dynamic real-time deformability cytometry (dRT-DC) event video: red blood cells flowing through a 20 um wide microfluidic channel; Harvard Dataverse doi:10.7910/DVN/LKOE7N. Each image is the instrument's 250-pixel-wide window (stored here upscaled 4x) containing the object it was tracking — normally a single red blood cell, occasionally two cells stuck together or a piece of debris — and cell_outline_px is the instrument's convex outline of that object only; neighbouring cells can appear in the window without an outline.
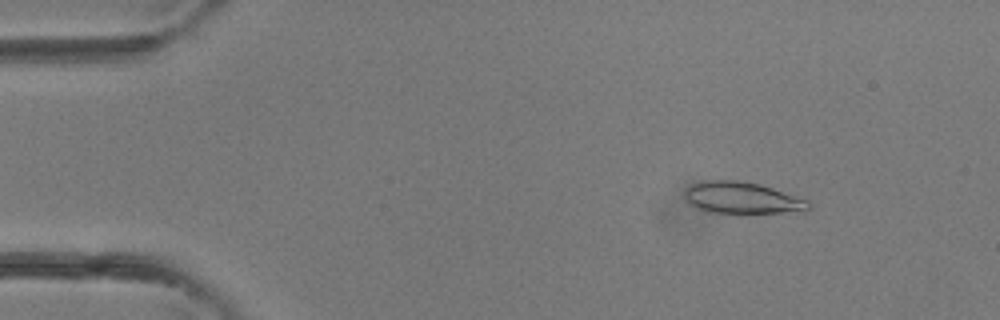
{"species": "common noctule bat (a hibernating species)", "species_latin": "Nyctalus noctula", "temperature_condition": "room temperature", "stored_images_in_passage": 39, "camera_frame_rate_fps": 3000, "um_per_image_px": 0.085, "animal": {"sex": "female"}, "frame": {"image": 1, "passage_image": 5, "time_ms": 1.333, "image_size_px": [1000, 320], "cell_outline_px": [[812, 208], [808, 212], [704, 212], [688, 204], [684, 196], [684, 192], [692, 184], [704, 180], [736, 180], [760, 184], [808, 200], [812, 204]], "centroid_in_image_um": [63.09, 16.82], "position_along_channel_um": 21.9, "area_um2": 22.95}}
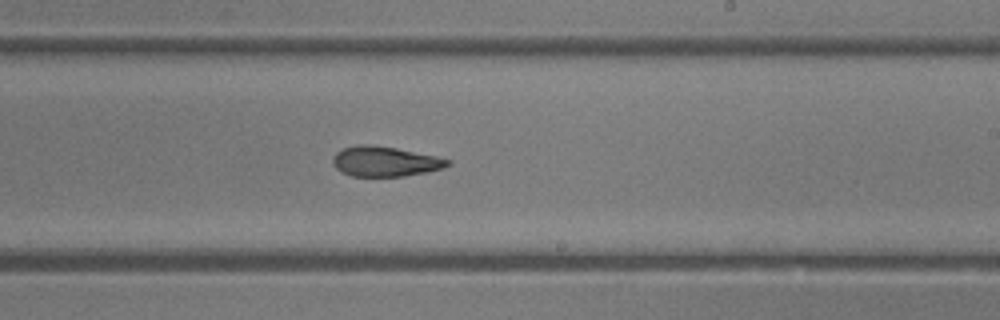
{"frame": {"image": 2, "passage_image": 23, "time_ms": 7.333, "image_size_px": [1000, 320], "cell_outline_px": [[452, 164], [444, 168], [428, 172], [404, 176], [352, 176], [340, 172], [332, 164], [332, 156], [340, 148], [356, 144], [368, 144], [396, 148], [436, 156], [452, 160]], "centroid_in_image_um": [32.71, 13.72], "position_along_channel_um": 256.3, "area_um2": 20.46}}
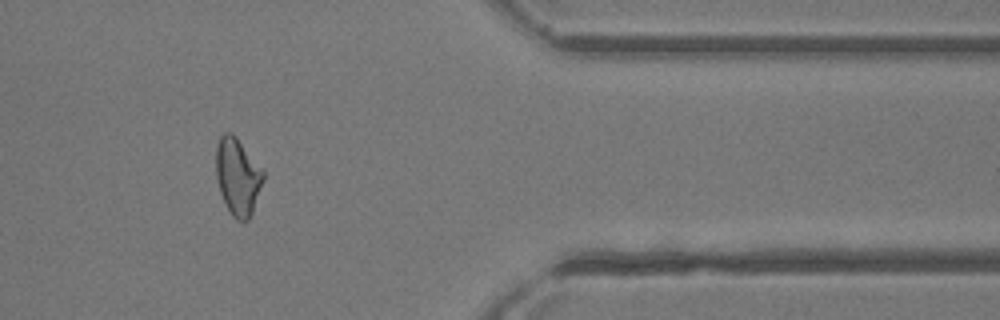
{"frame": {"image": 3, "passage_image": 32, "time_ms": 10.333, "image_size_px": [1000, 320], "cell_outline_px": [[264, 180], [252, 212], [248, 220], [236, 220], [232, 216], [220, 192], [216, 176], [216, 144], [220, 136], [224, 132], [232, 132], [236, 136], [264, 172]], "centroid_in_image_um": [20.19, 14.98], "position_along_channel_um": 391.2, "area_um2": 21.04}}